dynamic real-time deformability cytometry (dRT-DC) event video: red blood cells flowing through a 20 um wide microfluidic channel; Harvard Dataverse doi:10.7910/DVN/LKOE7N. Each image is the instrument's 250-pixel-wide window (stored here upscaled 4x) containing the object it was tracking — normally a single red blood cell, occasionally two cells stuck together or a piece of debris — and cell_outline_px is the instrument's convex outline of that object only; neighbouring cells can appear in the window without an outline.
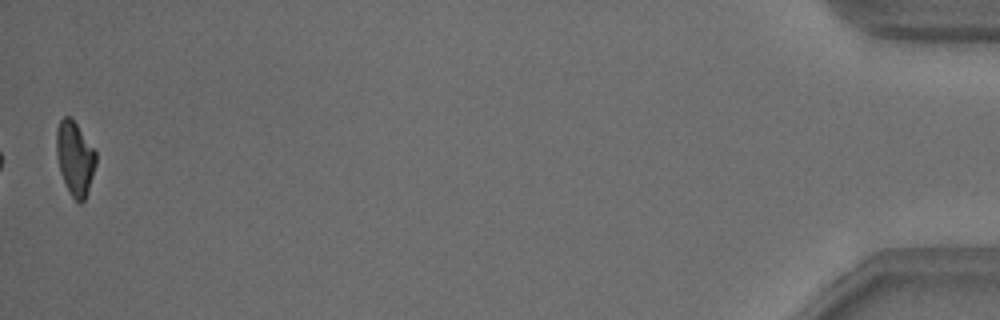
{"species": "common noctule bat (a hibernating species)", "species_latin": "Nyctalus noctula", "temperature_condition": "warm", "stored_images_in_passage": 38, "camera_frame_rate_fps": 3000, "um_per_image_px": 0.085, "animal": {"sex": "male", "body_mass_g": 18.8}, "frame": {"image": 1, "passage_image": 38, "time_ms": 12.333, "image_size_px": [1000, 320], "cell_outline_px": [[96, 164], [88, 192], [84, 200], [80, 204], [68, 192], [60, 172], [56, 156], [56, 128], [60, 120], [64, 116], [72, 116], [96, 152]], "centroid_in_image_um": [6.36, 13.43], "position_along_channel_um": 428.8, "area_um2": 17.28}, "authors_computed_cell_mechanics": {"area_um2": 18.4093, "velocity_mm_per_s": 3.8348, "shape_relaxation_time_tau1_ms": 3.5555, "shape_relaxation_time_tau2_ms": 8.7929, "deformation_change_tau1": 0.1521, "deformation_change_tau2": 0.1431}}